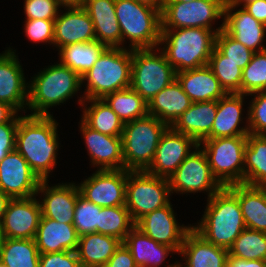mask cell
<instances>
[{
  "mask_svg": "<svg viewBox=\"0 0 266 267\" xmlns=\"http://www.w3.org/2000/svg\"><path fill=\"white\" fill-rule=\"evenodd\" d=\"M40 181L16 149L0 161V190L11 199L37 195Z\"/></svg>",
  "mask_w": 266,
  "mask_h": 267,
  "instance_id": "obj_16",
  "label": "cell"
},
{
  "mask_svg": "<svg viewBox=\"0 0 266 267\" xmlns=\"http://www.w3.org/2000/svg\"><path fill=\"white\" fill-rule=\"evenodd\" d=\"M123 243L138 267H160L171 252L177 254L172 247L155 242L136 226L127 234Z\"/></svg>",
  "mask_w": 266,
  "mask_h": 267,
  "instance_id": "obj_31",
  "label": "cell"
},
{
  "mask_svg": "<svg viewBox=\"0 0 266 267\" xmlns=\"http://www.w3.org/2000/svg\"><path fill=\"white\" fill-rule=\"evenodd\" d=\"M175 214L171 202H169L167 205L145 214L135 223V226L155 242L172 247L179 253L184 237L192 225L178 224Z\"/></svg>",
  "mask_w": 266,
  "mask_h": 267,
  "instance_id": "obj_15",
  "label": "cell"
},
{
  "mask_svg": "<svg viewBox=\"0 0 266 267\" xmlns=\"http://www.w3.org/2000/svg\"><path fill=\"white\" fill-rule=\"evenodd\" d=\"M199 145L206 153L214 177L223 187L244 184L247 136L204 139Z\"/></svg>",
  "mask_w": 266,
  "mask_h": 267,
  "instance_id": "obj_9",
  "label": "cell"
},
{
  "mask_svg": "<svg viewBox=\"0 0 266 267\" xmlns=\"http://www.w3.org/2000/svg\"><path fill=\"white\" fill-rule=\"evenodd\" d=\"M227 188L238 198L246 228L266 232V187L235 184Z\"/></svg>",
  "mask_w": 266,
  "mask_h": 267,
  "instance_id": "obj_29",
  "label": "cell"
},
{
  "mask_svg": "<svg viewBox=\"0 0 266 267\" xmlns=\"http://www.w3.org/2000/svg\"><path fill=\"white\" fill-rule=\"evenodd\" d=\"M0 261L7 267H39L40 253L35 240L5 238Z\"/></svg>",
  "mask_w": 266,
  "mask_h": 267,
  "instance_id": "obj_37",
  "label": "cell"
},
{
  "mask_svg": "<svg viewBox=\"0 0 266 267\" xmlns=\"http://www.w3.org/2000/svg\"><path fill=\"white\" fill-rule=\"evenodd\" d=\"M36 196L11 199L1 222L5 238L34 239L41 219Z\"/></svg>",
  "mask_w": 266,
  "mask_h": 267,
  "instance_id": "obj_17",
  "label": "cell"
},
{
  "mask_svg": "<svg viewBox=\"0 0 266 267\" xmlns=\"http://www.w3.org/2000/svg\"><path fill=\"white\" fill-rule=\"evenodd\" d=\"M58 125L53 115H24L19 119L15 149L40 180H48L57 164Z\"/></svg>",
  "mask_w": 266,
  "mask_h": 267,
  "instance_id": "obj_1",
  "label": "cell"
},
{
  "mask_svg": "<svg viewBox=\"0 0 266 267\" xmlns=\"http://www.w3.org/2000/svg\"><path fill=\"white\" fill-rule=\"evenodd\" d=\"M170 196L168 178L127 170L125 206L135 223L145 214L167 205Z\"/></svg>",
  "mask_w": 266,
  "mask_h": 267,
  "instance_id": "obj_10",
  "label": "cell"
},
{
  "mask_svg": "<svg viewBox=\"0 0 266 267\" xmlns=\"http://www.w3.org/2000/svg\"><path fill=\"white\" fill-rule=\"evenodd\" d=\"M18 112L10 105L0 102V124L12 121Z\"/></svg>",
  "mask_w": 266,
  "mask_h": 267,
  "instance_id": "obj_52",
  "label": "cell"
},
{
  "mask_svg": "<svg viewBox=\"0 0 266 267\" xmlns=\"http://www.w3.org/2000/svg\"><path fill=\"white\" fill-rule=\"evenodd\" d=\"M28 86L15 50L8 48L0 53V102L12 106L17 112L26 113Z\"/></svg>",
  "mask_w": 266,
  "mask_h": 267,
  "instance_id": "obj_18",
  "label": "cell"
},
{
  "mask_svg": "<svg viewBox=\"0 0 266 267\" xmlns=\"http://www.w3.org/2000/svg\"><path fill=\"white\" fill-rule=\"evenodd\" d=\"M79 127L92 166H98L99 170L124 169L122 137L102 134L88 127L82 120Z\"/></svg>",
  "mask_w": 266,
  "mask_h": 267,
  "instance_id": "obj_21",
  "label": "cell"
},
{
  "mask_svg": "<svg viewBox=\"0 0 266 267\" xmlns=\"http://www.w3.org/2000/svg\"><path fill=\"white\" fill-rule=\"evenodd\" d=\"M101 208V206L86 200L81 195L77 197L73 225L79 237L85 234L98 233L99 212Z\"/></svg>",
  "mask_w": 266,
  "mask_h": 267,
  "instance_id": "obj_42",
  "label": "cell"
},
{
  "mask_svg": "<svg viewBox=\"0 0 266 267\" xmlns=\"http://www.w3.org/2000/svg\"><path fill=\"white\" fill-rule=\"evenodd\" d=\"M21 117L17 114L12 121L0 124V161L15 150L16 130Z\"/></svg>",
  "mask_w": 266,
  "mask_h": 267,
  "instance_id": "obj_48",
  "label": "cell"
},
{
  "mask_svg": "<svg viewBox=\"0 0 266 267\" xmlns=\"http://www.w3.org/2000/svg\"><path fill=\"white\" fill-rule=\"evenodd\" d=\"M168 127L150 114L125 123L122 132L124 169L145 171L152 163L161 135Z\"/></svg>",
  "mask_w": 266,
  "mask_h": 267,
  "instance_id": "obj_6",
  "label": "cell"
},
{
  "mask_svg": "<svg viewBox=\"0 0 266 267\" xmlns=\"http://www.w3.org/2000/svg\"><path fill=\"white\" fill-rule=\"evenodd\" d=\"M103 100L123 124L148 114V103L131 87L110 93Z\"/></svg>",
  "mask_w": 266,
  "mask_h": 267,
  "instance_id": "obj_36",
  "label": "cell"
},
{
  "mask_svg": "<svg viewBox=\"0 0 266 267\" xmlns=\"http://www.w3.org/2000/svg\"><path fill=\"white\" fill-rule=\"evenodd\" d=\"M5 241V235H4V231L2 229V225L0 224V252H1V248L4 244Z\"/></svg>",
  "mask_w": 266,
  "mask_h": 267,
  "instance_id": "obj_57",
  "label": "cell"
},
{
  "mask_svg": "<svg viewBox=\"0 0 266 267\" xmlns=\"http://www.w3.org/2000/svg\"><path fill=\"white\" fill-rule=\"evenodd\" d=\"M86 0H56L60 7L73 8V7H83Z\"/></svg>",
  "mask_w": 266,
  "mask_h": 267,
  "instance_id": "obj_53",
  "label": "cell"
},
{
  "mask_svg": "<svg viewBox=\"0 0 266 267\" xmlns=\"http://www.w3.org/2000/svg\"><path fill=\"white\" fill-rule=\"evenodd\" d=\"M29 83L25 109L35 116H51L48 111L51 107L63 104L82 87L81 77L61 62L47 66Z\"/></svg>",
  "mask_w": 266,
  "mask_h": 267,
  "instance_id": "obj_4",
  "label": "cell"
},
{
  "mask_svg": "<svg viewBox=\"0 0 266 267\" xmlns=\"http://www.w3.org/2000/svg\"><path fill=\"white\" fill-rule=\"evenodd\" d=\"M244 184L266 187V135H247L244 151Z\"/></svg>",
  "mask_w": 266,
  "mask_h": 267,
  "instance_id": "obj_34",
  "label": "cell"
},
{
  "mask_svg": "<svg viewBox=\"0 0 266 267\" xmlns=\"http://www.w3.org/2000/svg\"><path fill=\"white\" fill-rule=\"evenodd\" d=\"M107 47L96 40L87 43H75L59 50L60 62L82 77L98 60Z\"/></svg>",
  "mask_w": 266,
  "mask_h": 267,
  "instance_id": "obj_35",
  "label": "cell"
},
{
  "mask_svg": "<svg viewBox=\"0 0 266 267\" xmlns=\"http://www.w3.org/2000/svg\"><path fill=\"white\" fill-rule=\"evenodd\" d=\"M103 267H138L129 249L122 242Z\"/></svg>",
  "mask_w": 266,
  "mask_h": 267,
  "instance_id": "obj_49",
  "label": "cell"
},
{
  "mask_svg": "<svg viewBox=\"0 0 266 267\" xmlns=\"http://www.w3.org/2000/svg\"><path fill=\"white\" fill-rule=\"evenodd\" d=\"M244 96L248 95L227 93L218 100L217 113L211 133L205 139L247 136L250 133L248 124L245 127H239L243 123L241 115L243 114Z\"/></svg>",
  "mask_w": 266,
  "mask_h": 267,
  "instance_id": "obj_24",
  "label": "cell"
},
{
  "mask_svg": "<svg viewBox=\"0 0 266 267\" xmlns=\"http://www.w3.org/2000/svg\"><path fill=\"white\" fill-rule=\"evenodd\" d=\"M171 193H198L206 191L209 199L223 186L214 177L205 151L200 145L185 158L169 178Z\"/></svg>",
  "mask_w": 266,
  "mask_h": 267,
  "instance_id": "obj_12",
  "label": "cell"
},
{
  "mask_svg": "<svg viewBox=\"0 0 266 267\" xmlns=\"http://www.w3.org/2000/svg\"><path fill=\"white\" fill-rule=\"evenodd\" d=\"M242 7L257 21L266 25V0L247 2Z\"/></svg>",
  "mask_w": 266,
  "mask_h": 267,
  "instance_id": "obj_50",
  "label": "cell"
},
{
  "mask_svg": "<svg viewBox=\"0 0 266 267\" xmlns=\"http://www.w3.org/2000/svg\"><path fill=\"white\" fill-rule=\"evenodd\" d=\"M92 19L97 42L120 48L122 34L115 12V0H86L83 6Z\"/></svg>",
  "mask_w": 266,
  "mask_h": 267,
  "instance_id": "obj_25",
  "label": "cell"
},
{
  "mask_svg": "<svg viewBox=\"0 0 266 267\" xmlns=\"http://www.w3.org/2000/svg\"><path fill=\"white\" fill-rule=\"evenodd\" d=\"M178 263L179 261L177 260L176 262H174V264L172 263L171 265H167V267H178Z\"/></svg>",
  "mask_w": 266,
  "mask_h": 267,
  "instance_id": "obj_58",
  "label": "cell"
},
{
  "mask_svg": "<svg viewBox=\"0 0 266 267\" xmlns=\"http://www.w3.org/2000/svg\"><path fill=\"white\" fill-rule=\"evenodd\" d=\"M86 102L91 106L85 104ZM81 105L83 109L81 120L88 127L102 134L122 137L124 124L103 99H86Z\"/></svg>",
  "mask_w": 266,
  "mask_h": 267,
  "instance_id": "obj_33",
  "label": "cell"
},
{
  "mask_svg": "<svg viewBox=\"0 0 266 267\" xmlns=\"http://www.w3.org/2000/svg\"><path fill=\"white\" fill-rule=\"evenodd\" d=\"M266 91V50L255 52L242 70L241 94Z\"/></svg>",
  "mask_w": 266,
  "mask_h": 267,
  "instance_id": "obj_41",
  "label": "cell"
},
{
  "mask_svg": "<svg viewBox=\"0 0 266 267\" xmlns=\"http://www.w3.org/2000/svg\"><path fill=\"white\" fill-rule=\"evenodd\" d=\"M198 145L192 137L168 127L161 135L154 159L145 171L149 174L169 179L178 166L192 152L190 149H195Z\"/></svg>",
  "mask_w": 266,
  "mask_h": 267,
  "instance_id": "obj_14",
  "label": "cell"
},
{
  "mask_svg": "<svg viewBox=\"0 0 266 267\" xmlns=\"http://www.w3.org/2000/svg\"><path fill=\"white\" fill-rule=\"evenodd\" d=\"M34 240L39 253L43 254L76 251L79 236L73 224L60 223L41 217Z\"/></svg>",
  "mask_w": 266,
  "mask_h": 267,
  "instance_id": "obj_27",
  "label": "cell"
},
{
  "mask_svg": "<svg viewBox=\"0 0 266 267\" xmlns=\"http://www.w3.org/2000/svg\"><path fill=\"white\" fill-rule=\"evenodd\" d=\"M191 104L189 96L175 79L148 102V114L170 127Z\"/></svg>",
  "mask_w": 266,
  "mask_h": 267,
  "instance_id": "obj_30",
  "label": "cell"
},
{
  "mask_svg": "<svg viewBox=\"0 0 266 267\" xmlns=\"http://www.w3.org/2000/svg\"><path fill=\"white\" fill-rule=\"evenodd\" d=\"M175 79L176 71L159 47L132 49L130 87L147 103Z\"/></svg>",
  "mask_w": 266,
  "mask_h": 267,
  "instance_id": "obj_8",
  "label": "cell"
},
{
  "mask_svg": "<svg viewBox=\"0 0 266 267\" xmlns=\"http://www.w3.org/2000/svg\"><path fill=\"white\" fill-rule=\"evenodd\" d=\"M66 10L63 14L59 12L54 20L53 46L60 50L66 45L96 40L92 19L85 9L73 7Z\"/></svg>",
  "mask_w": 266,
  "mask_h": 267,
  "instance_id": "obj_22",
  "label": "cell"
},
{
  "mask_svg": "<svg viewBox=\"0 0 266 267\" xmlns=\"http://www.w3.org/2000/svg\"><path fill=\"white\" fill-rule=\"evenodd\" d=\"M140 4L155 8L162 12L164 1L163 0H136Z\"/></svg>",
  "mask_w": 266,
  "mask_h": 267,
  "instance_id": "obj_55",
  "label": "cell"
},
{
  "mask_svg": "<svg viewBox=\"0 0 266 267\" xmlns=\"http://www.w3.org/2000/svg\"><path fill=\"white\" fill-rule=\"evenodd\" d=\"M217 107V100L192 103L170 127L192 137L199 144L211 133Z\"/></svg>",
  "mask_w": 266,
  "mask_h": 267,
  "instance_id": "obj_28",
  "label": "cell"
},
{
  "mask_svg": "<svg viewBox=\"0 0 266 267\" xmlns=\"http://www.w3.org/2000/svg\"><path fill=\"white\" fill-rule=\"evenodd\" d=\"M229 254L239 259L266 261V232L245 228L235 239Z\"/></svg>",
  "mask_w": 266,
  "mask_h": 267,
  "instance_id": "obj_39",
  "label": "cell"
},
{
  "mask_svg": "<svg viewBox=\"0 0 266 267\" xmlns=\"http://www.w3.org/2000/svg\"><path fill=\"white\" fill-rule=\"evenodd\" d=\"M61 8L56 0H24L27 20H55Z\"/></svg>",
  "mask_w": 266,
  "mask_h": 267,
  "instance_id": "obj_45",
  "label": "cell"
},
{
  "mask_svg": "<svg viewBox=\"0 0 266 267\" xmlns=\"http://www.w3.org/2000/svg\"><path fill=\"white\" fill-rule=\"evenodd\" d=\"M237 7L226 0L223 30L254 53L266 50L263 45L266 37V25L257 21L243 7L238 10ZM235 10L237 11L232 12Z\"/></svg>",
  "mask_w": 266,
  "mask_h": 267,
  "instance_id": "obj_20",
  "label": "cell"
},
{
  "mask_svg": "<svg viewBox=\"0 0 266 267\" xmlns=\"http://www.w3.org/2000/svg\"><path fill=\"white\" fill-rule=\"evenodd\" d=\"M208 66L226 93L241 94L242 69L224 56L216 47L209 58Z\"/></svg>",
  "mask_w": 266,
  "mask_h": 267,
  "instance_id": "obj_40",
  "label": "cell"
},
{
  "mask_svg": "<svg viewBox=\"0 0 266 267\" xmlns=\"http://www.w3.org/2000/svg\"><path fill=\"white\" fill-rule=\"evenodd\" d=\"M0 267H7V266L4 265V264L0 261Z\"/></svg>",
  "mask_w": 266,
  "mask_h": 267,
  "instance_id": "obj_60",
  "label": "cell"
},
{
  "mask_svg": "<svg viewBox=\"0 0 266 267\" xmlns=\"http://www.w3.org/2000/svg\"><path fill=\"white\" fill-rule=\"evenodd\" d=\"M222 29L223 23L214 30L198 27L161 29L159 49L176 73L199 68L208 65L216 34ZM160 45L164 47L160 48Z\"/></svg>",
  "mask_w": 266,
  "mask_h": 267,
  "instance_id": "obj_2",
  "label": "cell"
},
{
  "mask_svg": "<svg viewBox=\"0 0 266 267\" xmlns=\"http://www.w3.org/2000/svg\"><path fill=\"white\" fill-rule=\"evenodd\" d=\"M116 17L122 34V45L130 40V49L159 47L161 12L136 0H115ZM125 39V40H124Z\"/></svg>",
  "mask_w": 266,
  "mask_h": 267,
  "instance_id": "obj_7",
  "label": "cell"
},
{
  "mask_svg": "<svg viewBox=\"0 0 266 267\" xmlns=\"http://www.w3.org/2000/svg\"><path fill=\"white\" fill-rule=\"evenodd\" d=\"M185 263L178 267H226L229 250L206 241L191 228L185 235L179 255Z\"/></svg>",
  "mask_w": 266,
  "mask_h": 267,
  "instance_id": "obj_23",
  "label": "cell"
},
{
  "mask_svg": "<svg viewBox=\"0 0 266 267\" xmlns=\"http://www.w3.org/2000/svg\"><path fill=\"white\" fill-rule=\"evenodd\" d=\"M49 180H41L37 190L44 196L40 203L41 217L56 220L60 223L73 224L74 209L77 197L80 195L75 183H62L54 186L48 185Z\"/></svg>",
  "mask_w": 266,
  "mask_h": 267,
  "instance_id": "obj_19",
  "label": "cell"
},
{
  "mask_svg": "<svg viewBox=\"0 0 266 267\" xmlns=\"http://www.w3.org/2000/svg\"><path fill=\"white\" fill-rule=\"evenodd\" d=\"M39 267H81L76 251L40 254Z\"/></svg>",
  "mask_w": 266,
  "mask_h": 267,
  "instance_id": "obj_47",
  "label": "cell"
},
{
  "mask_svg": "<svg viewBox=\"0 0 266 267\" xmlns=\"http://www.w3.org/2000/svg\"><path fill=\"white\" fill-rule=\"evenodd\" d=\"M134 227L135 222L125 205L101 208L98 233L116 237L123 242Z\"/></svg>",
  "mask_w": 266,
  "mask_h": 267,
  "instance_id": "obj_38",
  "label": "cell"
},
{
  "mask_svg": "<svg viewBox=\"0 0 266 267\" xmlns=\"http://www.w3.org/2000/svg\"><path fill=\"white\" fill-rule=\"evenodd\" d=\"M132 49L107 47L93 66L81 77L86 91L78 100L103 99L106 95L131 85ZM85 81V82H84Z\"/></svg>",
  "mask_w": 266,
  "mask_h": 267,
  "instance_id": "obj_5",
  "label": "cell"
},
{
  "mask_svg": "<svg viewBox=\"0 0 266 267\" xmlns=\"http://www.w3.org/2000/svg\"><path fill=\"white\" fill-rule=\"evenodd\" d=\"M167 1H181V2H190V1H194V0H167Z\"/></svg>",
  "mask_w": 266,
  "mask_h": 267,
  "instance_id": "obj_59",
  "label": "cell"
},
{
  "mask_svg": "<svg viewBox=\"0 0 266 267\" xmlns=\"http://www.w3.org/2000/svg\"><path fill=\"white\" fill-rule=\"evenodd\" d=\"M215 47L227 57V60L237 64L242 70L250 63L254 54L253 51L236 41L223 29L216 34Z\"/></svg>",
  "mask_w": 266,
  "mask_h": 267,
  "instance_id": "obj_43",
  "label": "cell"
},
{
  "mask_svg": "<svg viewBox=\"0 0 266 267\" xmlns=\"http://www.w3.org/2000/svg\"><path fill=\"white\" fill-rule=\"evenodd\" d=\"M202 216L192 228L206 241L227 250L246 228L238 198L227 187L207 200Z\"/></svg>",
  "mask_w": 266,
  "mask_h": 267,
  "instance_id": "obj_3",
  "label": "cell"
},
{
  "mask_svg": "<svg viewBox=\"0 0 266 267\" xmlns=\"http://www.w3.org/2000/svg\"><path fill=\"white\" fill-rule=\"evenodd\" d=\"M24 32L34 43H54V20H25Z\"/></svg>",
  "mask_w": 266,
  "mask_h": 267,
  "instance_id": "obj_46",
  "label": "cell"
},
{
  "mask_svg": "<svg viewBox=\"0 0 266 267\" xmlns=\"http://www.w3.org/2000/svg\"><path fill=\"white\" fill-rule=\"evenodd\" d=\"M226 267H266V261L239 259L229 254Z\"/></svg>",
  "mask_w": 266,
  "mask_h": 267,
  "instance_id": "obj_51",
  "label": "cell"
},
{
  "mask_svg": "<svg viewBox=\"0 0 266 267\" xmlns=\"http://www.w3.org/2000/svg\"><path fill=\"white\" fill-rule=\"evenodd\" d=\"M11 198L0 190V224L3 220L7 206Z\"/></svg>",
  "mask_w": 266,
  "mask_h": 267,
  "instance_id": "obj_54",
  "label": "cell"
},
{
  "mask_svg": "<svg viewBox=\"0 0 266 267\" xmlns=\"http://www.w3.org/2000/svg\"><path fill=\"white\" fill-rule=\"evenodd\" d=\"M121 243L116 237L100 233L80 236L76 252L81 267H103Z\"/></svg>",
  "mask_w": 266,
  "mask_h": 267,
  "instance_id": "obj_32",
  "label": "cell"
},
{
  "mask_svg": "<svg viewBox=\"0 0 266 267\" xmlns=\"http://www.w3.org/2000/svg\"><path fill=\"white\" fill-rule=\"evenodd\" d=\"M126 182V169H98L77 186L86 200L101 207H115L125 205Z\"/></svg>",
  "mask_w": 266,
  "mask_h": 267,
  "instance_id": "obj_13",
  "label": "cell"
},
{
  "mask_svg": "<svg viewBox=\"0 0 266 267\" xmlns=\"http://www.w3.org/2000/svg\"><path fill=\"white\" fill-rule=\"evenodd\" d=\"M249 95H254L247 110L248 117H246L249 132L255 135H266V91H258Z\"/></svg>",
  "mask_w": 266,
  "mask_h": 267,
  "instance_id": "obj_44",
  "label": "cell"
},
{
  "mask_svg": "<svg viewBox=\"0 0 266 267\" xmlns=\"http://www.w3.org/2000/svg\"><path fill=\"white\" fill-rule=\"evenodd\" d=\"M226 0L165 1L161 29L198 27L213 30L212 23L224 16Z\"/></svg>",
  "mask_w": 266,
  "mask_h": 267,
  "instance_id": "obj_11",
  "label": "cell"
},
{
  "mask_svg": "<svg viewBox=\"0 0 266 267\" xmlns=\"http://www.w3.org/2000/svg\"><path fill=\"white\" fill-rule=\"evenodd\" d=\"M176 80L192 103L218 101L227 94L208 65L177 72Z\"/></svg>",
  "mask_w": 266,
  "mask_h": 267,
  "instance_id": "obj_26",
  "label": "cell"
},
{
  "mask_svg": "<svg viewBox=\"0 0 266 267\" xmlns=\"http://www.w3.org/2000/svg\"><path fill=\"white\" fill-rule=\"evenodd\" d=\"M230 4L237 5L238 7L243 5L244 3L251 2L254 0H227Z\"/></svg>",
  "mask_w": 266,
  "mask_h": 267,
  "instance_id": "obj_56",
  "label": "cell"
}]
</instances>
